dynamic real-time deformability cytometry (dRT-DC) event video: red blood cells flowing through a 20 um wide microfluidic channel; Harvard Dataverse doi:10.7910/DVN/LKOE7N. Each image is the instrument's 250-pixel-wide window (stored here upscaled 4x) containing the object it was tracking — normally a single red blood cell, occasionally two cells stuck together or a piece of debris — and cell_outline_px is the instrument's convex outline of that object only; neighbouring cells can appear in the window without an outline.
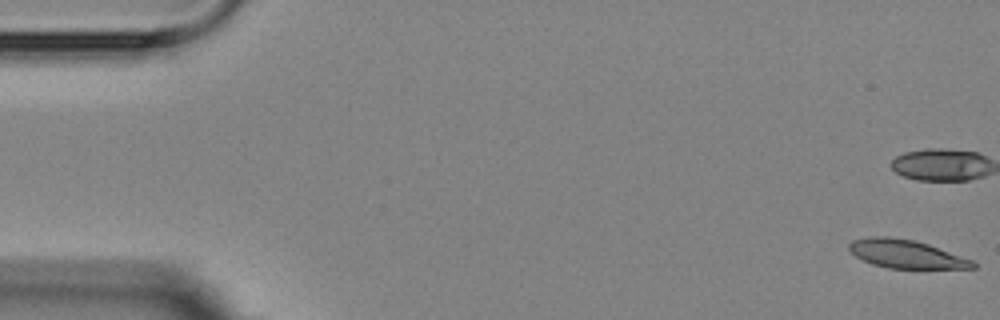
{"species": "Egyptian fruit bat (a non-hibernating species)", "species_latin": "Rousettus aegyptiacus", "temperature_condition": "room temperature", "stored_images_in_passage": 15, "camera_frame_rate_fps": 3000, "um_per_image_px": 0.085, "animal": {"sex": "female"}, "frame": {"image": 1, "passage_image": 1, "time_ms": 0.0, "image_size_px": [1000, 320], "cell_outline_px": [[976, 268], [888, 268], [872, 264], [856, 256], [848, 248], [848, 244], [852, 240], [872, 236], [888, 236], [916, 240], [928, 244], [972, 260], [976, 264]], "centroid_in_image_um": [76.99, 21.58], "position_along_channel_um": 8.0, "area_um2": 20.29}, "authors_computed_cell_mechanics": {"area_um2": 22.253, "velocity_mm_per_s": 3.6277, "shape_relaxation_time_tau1_ms": null, "shape_relaxation_time_tau2_ms": 3.4222, "deformation_change_tau1": null, "deformation_change_tau2": 0.1013}}